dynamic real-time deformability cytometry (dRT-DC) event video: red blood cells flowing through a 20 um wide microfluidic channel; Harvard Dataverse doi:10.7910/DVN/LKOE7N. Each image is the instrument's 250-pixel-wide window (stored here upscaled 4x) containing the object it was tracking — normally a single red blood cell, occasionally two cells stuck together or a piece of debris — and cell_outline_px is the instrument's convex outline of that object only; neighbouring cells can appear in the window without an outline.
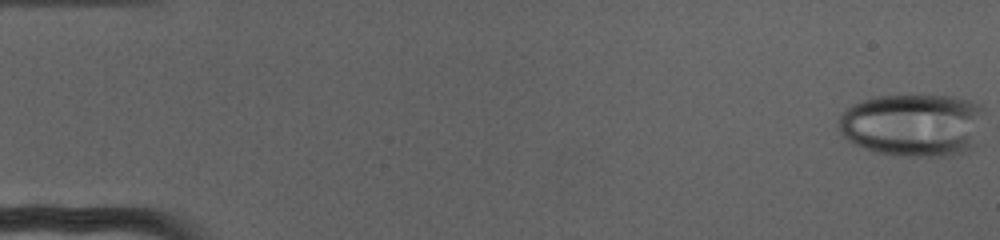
{"species": "human", "species_latin": "Homo sapiens", "temperature_condition": "cold", "stored_images_in_passage": 73, "camera_frame_rate_fps": 3000, "um_per_image_px": 0.085, "donor": {"sex": "female"}, "frame": {"image": 1, "passage_image": 1, "time_ms": 0.0, "image_size_px": [1000, 240], "cell_outline_px": [[984, 112], [976, 144], [968, 152], [956, 156], [896, 156], [876, 152], [852, 144], [840, 132], [840, 116], [848, 108], [860, 100], [876, 96], [952, 96], [968, 100], [980, 104]], "centroid_in_image_um": [77.65, 10.64], "position_along_channel_um": 7.4, "area_um2": 53.99}}
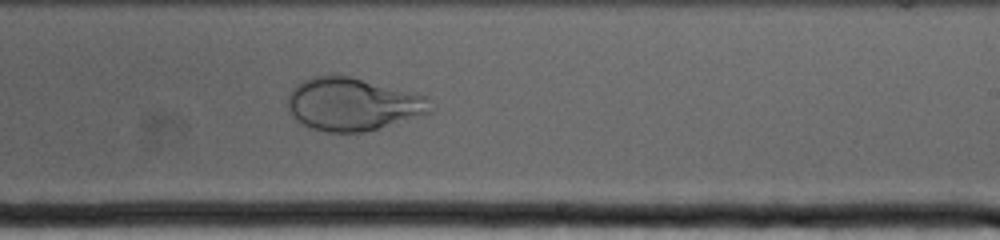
{"frame": {"image": 2, "passage_image": 45, "time_ms": 14.667, "image_size_px": [1000, 240], "cell_outline_px": [[428, 112], [364, 132], [328, 132], [308, 128], [296, 120], [288, 112], [288, 96], [292, 88], [296, 84], [312, 76], [332, 72], [416, 92], [428, 96]], "centroid_in_image_um": [29.87, 8.82], "position_along_channel_um": 259.1, "area_um2": 43.99}}
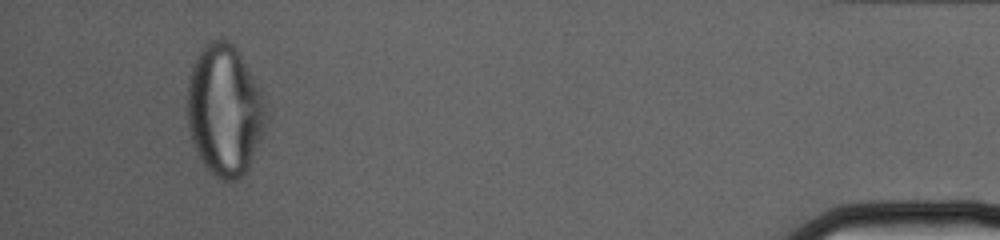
{"frame": {"image": 3, "passage_image": 69, "time_ms": 22.667, "image_size_px": [1000, 240], "cell_outline_px": [[264, 128], [248, 172], [240, 180], [228, 184], [224, 184], [204, 164], [192, 140], [188, 128], [188, 80], [192, 64], [196, 56], [204, 44], [208, 40], [228, 40], [240, 52], [260, 88], [264, 100]], "centroid_in_image_um": [19.09, 9.39], "position_along_channel_um": 416.1, "area_um2": 60.29}}